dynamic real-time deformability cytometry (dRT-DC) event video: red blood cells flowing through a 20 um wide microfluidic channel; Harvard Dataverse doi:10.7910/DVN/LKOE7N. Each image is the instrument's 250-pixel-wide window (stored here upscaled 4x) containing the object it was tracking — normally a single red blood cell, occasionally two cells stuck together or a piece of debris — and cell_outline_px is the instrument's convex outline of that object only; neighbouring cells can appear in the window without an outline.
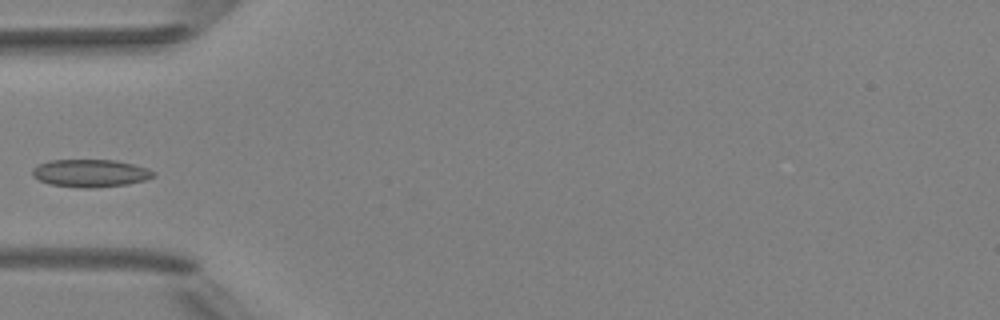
{"species": "Egyptian fruit bat (a non-hibernating species)", "species_latin": "Rousettus aegyptiacus", "temperature_condition": "room temperature", "stored_images_in_passage": 4, "camera_frame_rate_fps": 3000, "um_per_image_px": 0.085, "animal": {"sex": "female"}, "frame": {"image": 1, "passage_image": 3, "time_ms": 3.333, "image_size_px": [1000, 320], "cell_outline_px": [[156, 176], [144, 180], [128, 184], [92, 188], [80, 188], [48, 184], [32, 176], [32, 168], [40, 164], [52, 160], [116, 160], [148, 168], [156, 172]], "centroid_in_image_um": [7.7, 14.72], "position_along_channel_um": 77.3, "area_um2": 19.59}}
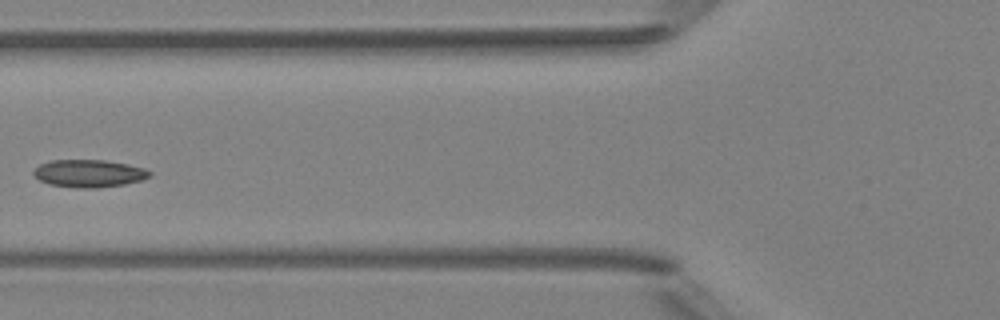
{"frame": {"image": 2, "passage_image": 4, "time_ms": 4.333, "image_size_px": [1000, 320], "cell_outline_px": [[152, 176], [140, 180], [124, 184], [96, 188], [80, 188], [48, 184], [40, 180], [32, 172], [40, 164], [52, 160], [104, 160], [128, 164], [144, 168], [152, 172]], "centroid_in_image_um": [7.58, 14.74], "position_along_channel_um": 118.2, "area_um2": 18.55}}